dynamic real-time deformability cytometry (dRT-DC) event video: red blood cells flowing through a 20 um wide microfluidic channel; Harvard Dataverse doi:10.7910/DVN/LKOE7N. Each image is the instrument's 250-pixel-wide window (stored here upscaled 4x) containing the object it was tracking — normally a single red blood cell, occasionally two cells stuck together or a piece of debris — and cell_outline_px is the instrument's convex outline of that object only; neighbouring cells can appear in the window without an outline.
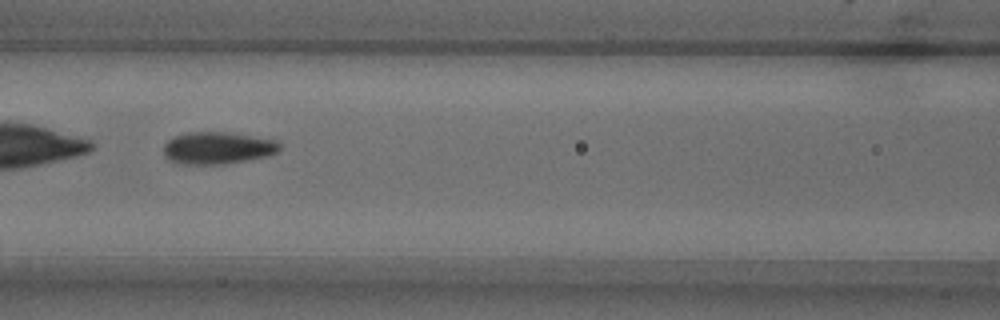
{"species": "common noctule bat (a hibernating species)", "species_latin": "Nyctalus noctula", "temperature_condition": "warm", "stored_images_in_passage": 52, "camera_frame_rate_fps": 3000, "um_per_image_px": 0.085, "animal": {"sex": "male", "body_mass_g": 18.8}, "frame": {"image": 1, "passage_image": 22, "time_ms": 7.0, "image_size_px": [1000, 320], "cell_outline_px": [[280, 148], [276, 152], [268, 156], [220, 164], [176, 164], [168, 160], [164, 156], [164, 144], [168, 140], [176, 136], [188, 132], [224, 132], [276, 140], [280, 144]], "centroid_in_image_um": [18.44, 12.58], "position_along_channel_um": 148.2, "area_um2": 21.56}}
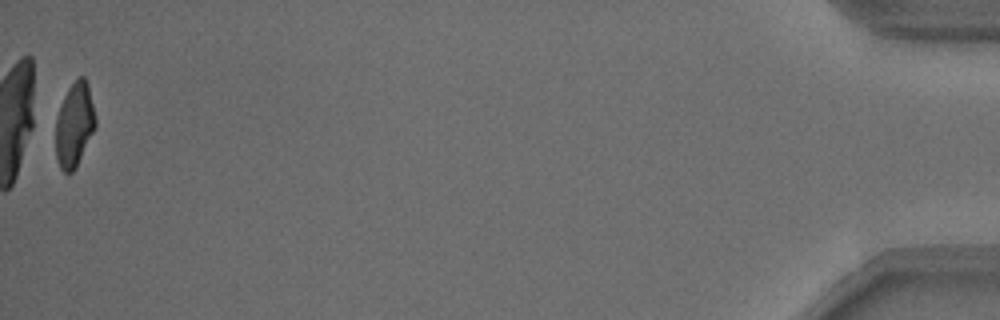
{"frame": {"image": 2, "passage_image": 52, "time_ms": 17.0, "image_size_px": [1000, 320], "cell_outline_px": [[96, 128], [72, 172], [68, 176], [60, 168], [56, 156], [56, 116], [64, 96], [68, 88], [80, 76], [84, 76], [88, 84], [96, 116]], "centroid_in_image_um": [6.33, 10.6], "position_along_channel_um": 428.9, "area_um2": 19.48}, "authors_computed_cell_mechanics": {"area_um2": 21.8773, "velocity_mm_per_s": 3.8063, "shape_relaxation_time_tau1_ms": 4.4413, "shape_relaxation_time_tau2_ms": 1.0038, "deformation_change_tau1": 0.1659, "deformation_change_tau2": 0.0659}}